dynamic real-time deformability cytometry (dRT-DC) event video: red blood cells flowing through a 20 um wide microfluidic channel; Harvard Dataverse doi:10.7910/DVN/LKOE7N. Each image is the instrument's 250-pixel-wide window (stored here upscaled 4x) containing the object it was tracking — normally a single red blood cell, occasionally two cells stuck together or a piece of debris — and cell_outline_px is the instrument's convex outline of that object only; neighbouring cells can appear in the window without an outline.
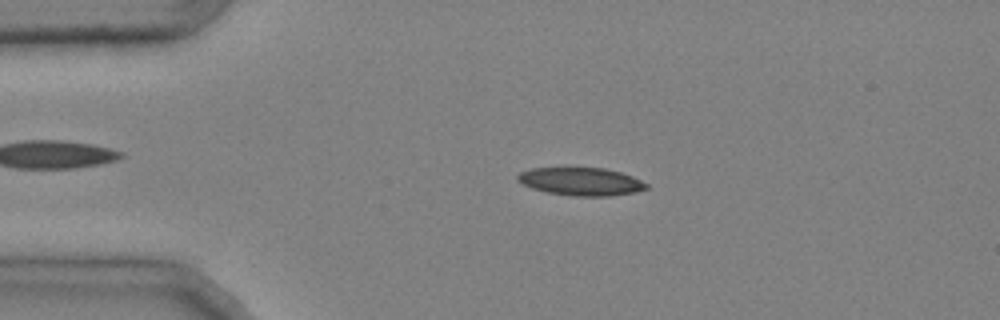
{"species": "common noctule bat (a hibernating species)", "species_latin": "Nyctalus noctula", "temperature_condition": "cold", "stored_images_in_passage": 47, "camera_frame_rate_fps": 3000, "um_per_image_px": 0.085, "animal": {"sex": "male", "body_mass_g": 20.4}, "frame": {"image": 1, "passage_image": 10, "time_ms": 3.0, "image_size_px": [1000, 320], "cell_outline_px": [[648, 188], [636, 192], [608, 196], [572, 196], [548, 192], [532, 188], [516, 180], [516, 176], [520, 172], [532, 168], [604, 168], [620, 172], [632, 176], [648, 184]], "centroid_in_image_um": [49.39, 15.43], "position_along_channel_um": 35.6, "area_um2": 20.87}}
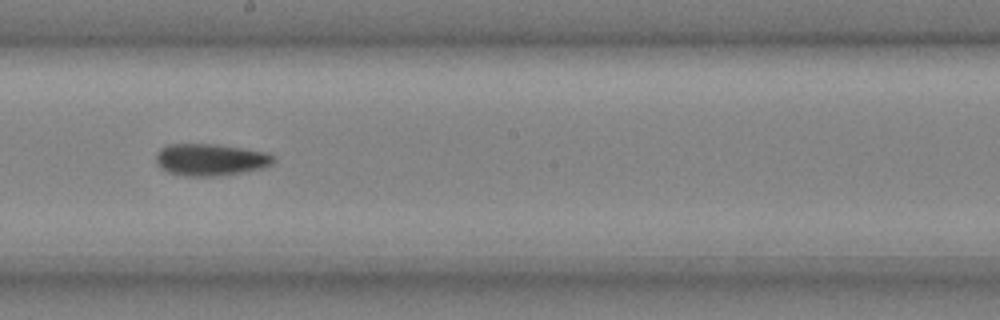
{"frame": {"image": 2, "passage_image": 27, "time_ms": 8.667, "image_size_px": [1000, 320], "cell_outline_px": [[276, 160], [272, 164], [264, 168], [244, 172], [212, 176], [184, 176], [168, 172], [160, 168], [156, 160], [156, 156], [160, 148], [168, 144], [216, 144], [268, 152], [276, 156]], "centroid_in_image_um": [17.93, 13.57], "position_along_channel_um": 230.3, "area_um2": 22.08}}
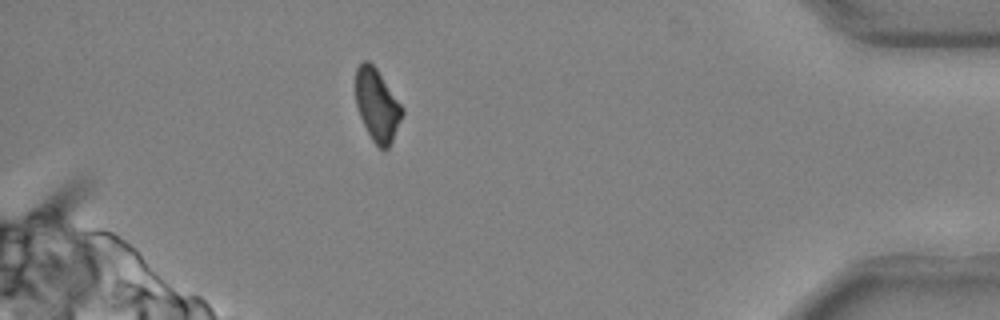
{"frame": {"image": 3, "passage_image": 43, "time_ms": 14.0, "image_size_px": [1000, 320], "cell_outline_px": [[404, 112], [392, 140], [388, 148], [384, 152], [372, 140], [360, 116], [356, 104], [356, 68], [364, 60], [368, 60], [376, 68], [404, 108]], "centroid_in_image_um": [32.06, 8.94], "position_along_channel_um": 403.1, "area_um2": 19.42}, "authors_computed_cell_mechanics": {"area_um2": 21.386, "velocity_mm_per_s": 4.0239, "shape_relaxation_time_tau1_ms": 6.3066, "shape_relaxation_time_tau2_ms": 7.696, "deformation_change_tau1": 0.1793, "deformation_change_tau2": 0.1326}}